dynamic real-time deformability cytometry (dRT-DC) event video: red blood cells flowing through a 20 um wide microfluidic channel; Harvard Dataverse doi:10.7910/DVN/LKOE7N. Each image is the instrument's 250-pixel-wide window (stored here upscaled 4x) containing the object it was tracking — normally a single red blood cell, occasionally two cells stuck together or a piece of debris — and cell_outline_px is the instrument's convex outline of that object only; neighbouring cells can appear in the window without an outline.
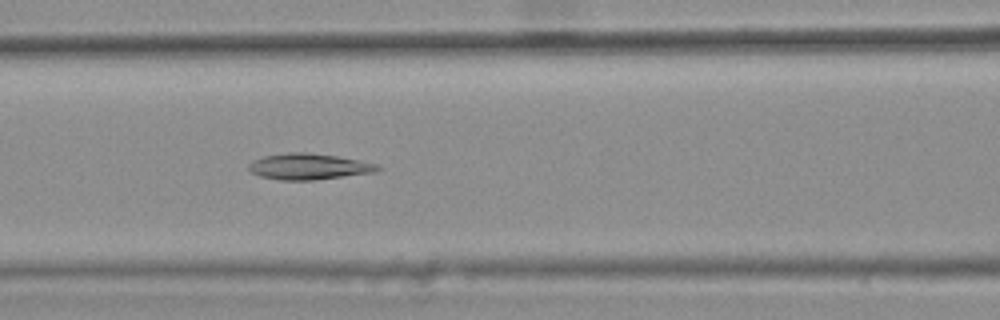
{"species": "common noctule bat (a hibernating species)", "species_latin": "Nyctalus noctula", "temperature_condition": "warm", "stored_images_in_passage": 45, "camera_frame_rate_fps": 3000, "um_per_image_px": 0.085, "animal": {"sex": "female", "body_mass_g": 25.1}, "frame": {"image": 1, "passage_image": 22, "time_ms": 7.0, "image_size_px": [1000, 320], "cell_outline_px": [[380, 168], [372, 172], [312, 180], [280, 180], [260, 176], [252, 172], [248, 168], [248, 164], [264, 156], [288, 152], [308, 152], [336, 156], [376, 164]], "centroid_in_image_um": [26.17, 14.15], "position_along_channel_um": 140.4, "area_um2": 19.07}}
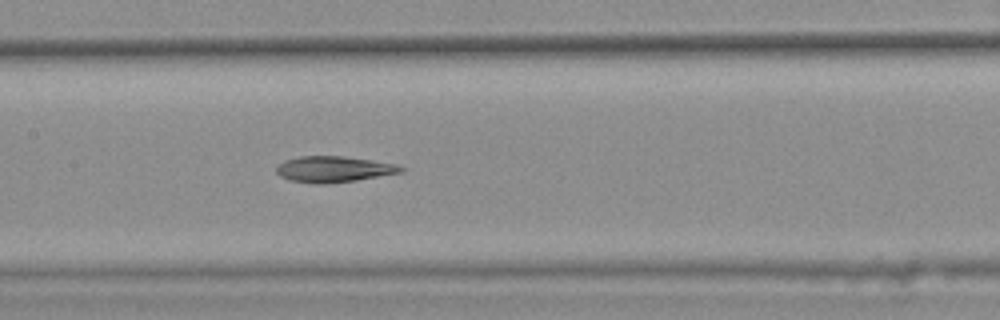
{"frame": {"image": 2, "passage_image": 25, "time_ms": 8.0, "image_size_px": [1000, 320], "cell_outline_px": [[404, 172], [356, 180], [320, 184], [316, 184], [288, 180], [280, 176], [276, 172], [276, 168], [284, 160], [300, 156], [344, 156], [372, 160], [396, 164], [404, 168]], "centroid_in_image_um": [28.36, 14.38], "position_along_channel_um": 179.0, "area_um2": 18.84}}
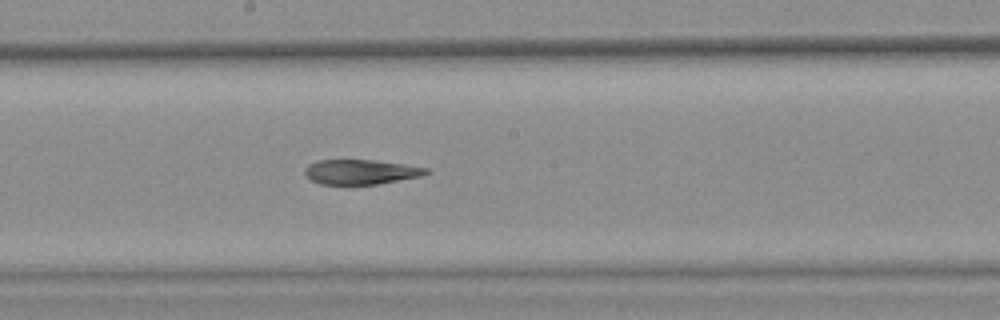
{"frame": {"image": 3, "passage_image": 28, "time_ms": 9.0, "image_size_px": [1000, 320], "cell_outline_px": [[432, 172], [420, 176], [376, 184], [320, 184], [304, 176], [304, 168], [308, 164], [316, 160], [372, 160], [404, 164], [428, 168]], "centroid_in_image_um": [30.63, 14.6], "position_along_channel_um": 217.6, "area_um2": 17.51}, "authors_computed_cell_mechanics": {"area_um2": 19.941, "velocity_mm_per_s": 3.8789, "shape_relaxation_time_tau1_ms": null, "shape_relaxation_time_tau2_ms": 7.3008, "deformation_change_tau1": null, "deformation_change_tau2": 0.1624}}